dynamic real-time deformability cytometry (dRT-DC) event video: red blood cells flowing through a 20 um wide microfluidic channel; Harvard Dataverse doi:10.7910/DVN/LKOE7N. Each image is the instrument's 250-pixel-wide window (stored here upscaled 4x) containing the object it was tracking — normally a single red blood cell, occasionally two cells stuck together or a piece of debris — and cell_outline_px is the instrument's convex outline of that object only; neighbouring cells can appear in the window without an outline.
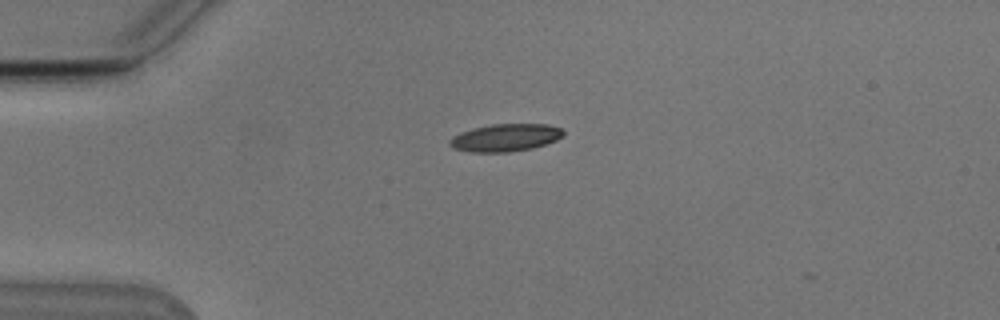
{"species": "Egyptian fruit bat (a non-hibernating species)", "species_latin": "Rousettus aegyptiacus", "temperature_condition": "cold", "stored_images_in_passage": 2, "camera_frame_rate_fps": 3000, "um_per_image_px": 0.085, "animal": {"sex": "male"}, "frame": {"image": 1, "passage_image": 1, "time_ms": 0.0, "image_size_px": [1000, 320], "cell_outline_px": [[564, 136], [556, 140], [532, 148], [508, 152], [468, 152], [452, 148], [448, 144], [448, 140], [452, 136], [460, 132], [472, 128], [492, 124], [548, 124], [560, 128], [564, 132]], "centroid_in_image_um": [42.91, 11.7], "position_along_channel_um": 42.1, "area_um2": 18.38}}